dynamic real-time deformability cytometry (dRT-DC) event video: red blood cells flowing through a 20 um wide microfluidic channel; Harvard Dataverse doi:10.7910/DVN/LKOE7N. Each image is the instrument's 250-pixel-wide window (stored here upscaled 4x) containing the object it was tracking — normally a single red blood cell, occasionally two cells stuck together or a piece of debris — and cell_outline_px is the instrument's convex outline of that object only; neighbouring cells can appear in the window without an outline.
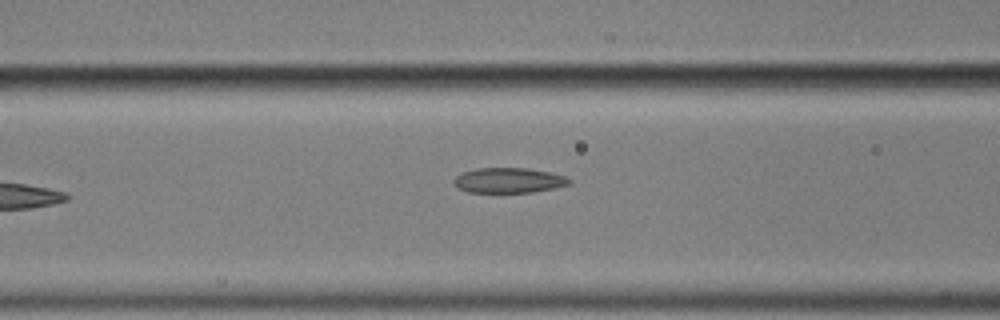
{"species": "common noctule bat (a hibernating species)", "species_latin": "Nyctalus noctula", "temperature_condition": "cold", "stored_images_in_passage": 16, "camera_frame_rate_fps": 3000, "um_per_image_px": 0.085, "animal": {"sex": "male", "body_mass_g": 17.9}, "frame": {"image": 1, "passage_image": 14, "time_ms": 4.333, "image_size_px": [1000, 320], "cell_outline_px": [[572, 180], [568, 184], [552, 188], [532, 192], [468, 192], [456, 188], [452, 180], [456, 176], [464, 172], [476, 168], [528, 168], [548, 172], [564, 176]], "centroid_in_image_um": [43.18, 15.33], "position_along_channel_um": 123.4, "area_um2": 16.76}}